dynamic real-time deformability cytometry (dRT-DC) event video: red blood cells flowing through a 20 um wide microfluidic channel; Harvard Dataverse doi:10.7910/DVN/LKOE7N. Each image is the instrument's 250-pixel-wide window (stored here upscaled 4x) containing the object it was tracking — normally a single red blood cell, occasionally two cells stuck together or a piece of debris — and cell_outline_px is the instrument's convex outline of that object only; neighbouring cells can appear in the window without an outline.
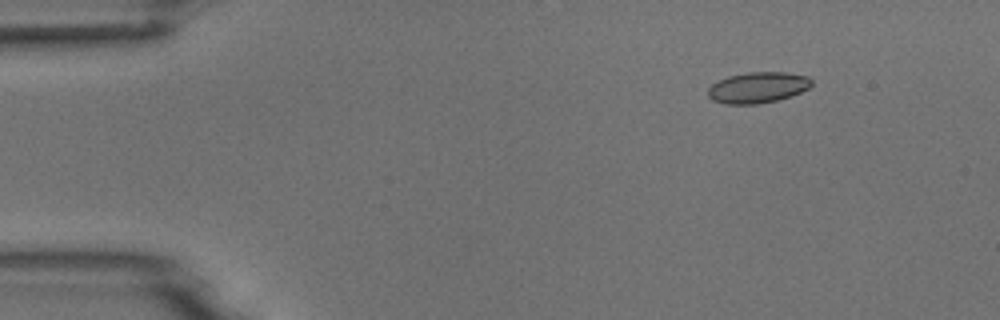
{"species": "common noctule bat (a hibernating species)", "species_latin": "Nyctalus noctula", "temperature_condition": "room temperature", "stored_images_in_passage": 7, "camera_frame_rate_fps": 3000, "um_per_image_px": 0.085, "animal": {"sex": "male", "body_mass_g": 18.8}, "frame": {"image": 1, "passage_image": 2, "time_ms": 2.0, "image_size_px": [1000, 320], "cell_outline_px": [[812, 84], [808, 88], [800, 92], [776, 100], [756, 104], [724, 104], [712, 100], [708, 96], [708, 88], [712, 84], [728, 76], [748, 72], [784, 72], [808, 76], [812, 80]], "centroid_in_image_um": [64.39, 7.43], "position_along_channel_um": 20.6, "area_um2": 18.55}}
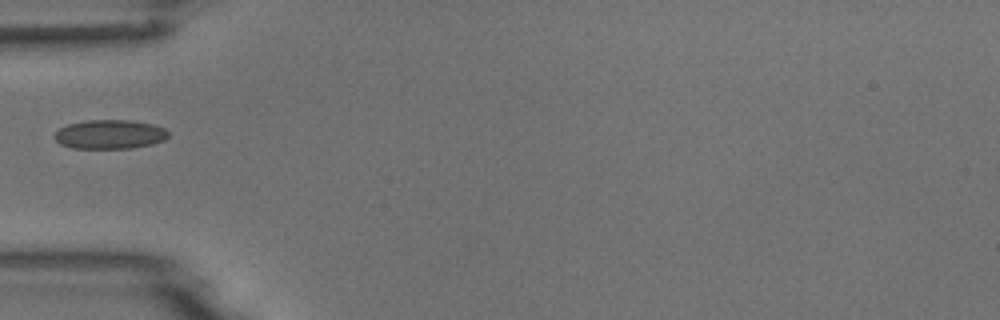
{"frame": {"image": 2, "passage_image": 5, "time_ms": 5.667, "image_size_px": [1000, 320], "cell_outline_px": [[168, 136], [164, 140], [152, 144], [132, 148], [72, 148], [60, 144], [52, 136], [60, 128], [68, 124], [88, 120], [132, 120], [152, 124], [164, 128], [168, 132]], "centroid_in_image_um": [9.32, 11.42], "position_along_channel_um": 75.7, "area_um2": 19.31}}